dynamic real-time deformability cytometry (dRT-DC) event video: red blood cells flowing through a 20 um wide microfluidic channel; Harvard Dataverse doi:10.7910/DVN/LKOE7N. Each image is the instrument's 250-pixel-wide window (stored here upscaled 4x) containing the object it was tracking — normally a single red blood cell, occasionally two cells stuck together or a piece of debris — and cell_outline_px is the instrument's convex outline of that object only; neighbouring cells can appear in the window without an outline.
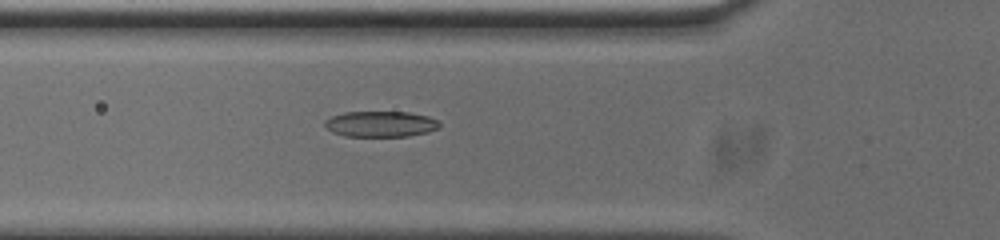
{"species": "common noctule bat (a hibernating species)", "species_latin": "Nyctalus noctula", "temperature_condition": "cold", "stored_images_in_passage": 53, "camera_frame_rate_fps": 3000, "um_per_image_px": 0.085, "animal": {"sex": "male", "body_mass_g": 20.0, "forearm_length_mm": 53.3}, "frame": {"image": 1, "passage_image": 17, "time_ms": 5.333, "image_size_px": [1000, 240], "cell_outline_px": [[440, 128], [428, 132], [408, 136], [344, 136], [332, 132], [324, 124], [324, 120], [332, 116], [344, 112], [408, 112], [428, 116], [436, 120], [440, 124]], "centroid_in_image_um": [32.35, 10.54], "position_along_channel_um": 93.4, "area_um2": 17.22}}
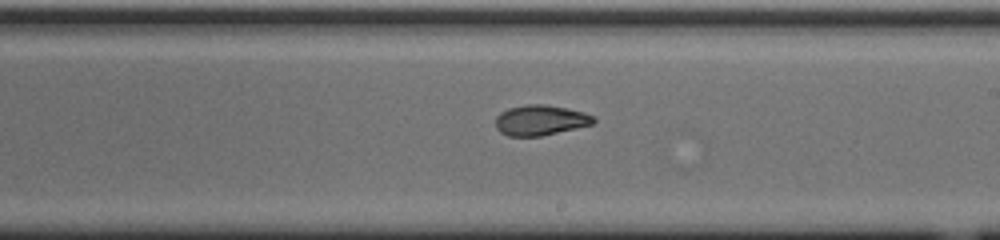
{"frame": {"image": 2, "passage_image": 29, "time_ms": 9.333, "image_size_px": [1000, 240], "cell_outline_px": [[596, 120], [592, 124], [540, 136], [508, 136], [500, 132], [496, 128], [496, 116], [500, 112], [508, 108], [528, 104], [544, 104], [584, 112], [596, 116]], "centroid_in_image_um": [45.92, 10.21], "position_along_channel_um": 243.1, "area_um2": 17.22}}
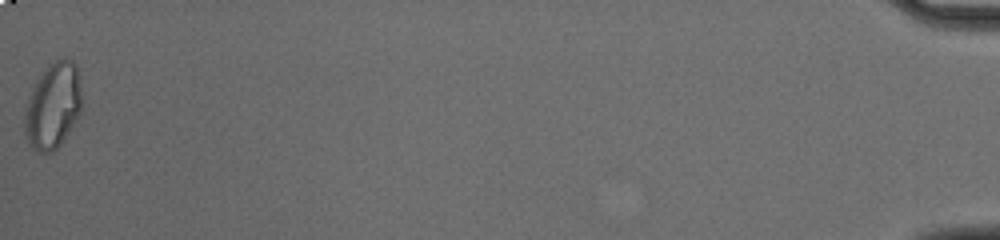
{"frame": {"image": 3, "passage_image": 53, "time_ms": 17.333, "image_size_px": [1000, 240], "cell_outline_px": [[80, 112], [68, 132], [60, 144], [52, 152], [36, 152], [28, 144], [24, 136], [24, 112], [28, 96], [36, 80], [48, 64], [64, 56], [72, 60], [76, 64], [80, 88]], "centroid_in_image_um": [4.45, 8.98], "position_along_channel_um": 430.7, "area_um2": 28.67}, "authors_computed_cell_mechanics": {"area_um2": 17.8024, "velocity_mm_per_s": 3.74, "shape_relaxation_time_tau1_ms": 8.3628, "shape_relaxation_time_tau2_ms": 1.6913, "deformation_change_tau1": 0.2357, "deformation_change_tau2": 0.0665}}